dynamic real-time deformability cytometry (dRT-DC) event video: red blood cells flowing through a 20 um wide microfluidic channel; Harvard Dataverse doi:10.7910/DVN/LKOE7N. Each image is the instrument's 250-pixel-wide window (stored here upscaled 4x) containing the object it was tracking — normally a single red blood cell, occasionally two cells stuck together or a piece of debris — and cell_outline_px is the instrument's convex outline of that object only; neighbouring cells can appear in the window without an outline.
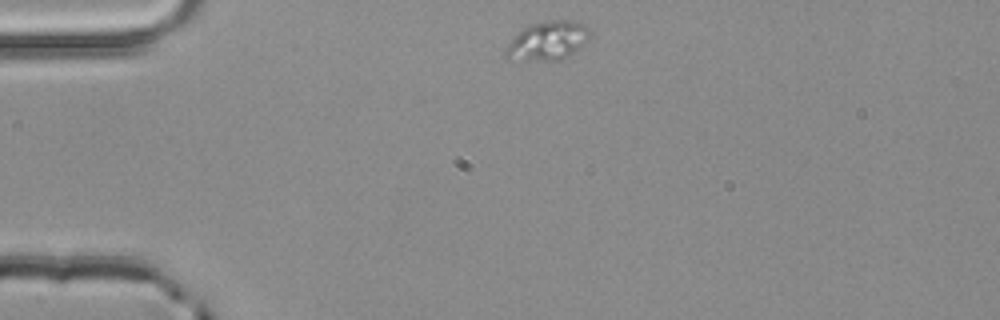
{"species": "common noctule bat (a hibernating species)", "species_latin": "Nyctalus noctula", "temperature_condition": "room temperature", "stored_images_in_passage": 4, "segment_of_instrument_passage": [2, 2], "camera_frame_rate_fps": 3000, "um_per_image_px": 0.085, "animal": {"sex": "male", "body_mass_g": 20.4}, "frame": {"image": 1, "passage_image": 4, "time_ms": 1.0, "image_size_px": [1000, 320], "cell_outline_px": [[592, 32], [588, 40], [580, 48], [560, 60], [508, 60], [504, 56], [504, 52], [508, 44], [524, 28], [532, 24], [552, 20], [568, 20], [588, 24]], "centroid_in_image_um": [46.6, 3.47], "position_along_channel_um": 38.4, "area_um2": 19.07}}